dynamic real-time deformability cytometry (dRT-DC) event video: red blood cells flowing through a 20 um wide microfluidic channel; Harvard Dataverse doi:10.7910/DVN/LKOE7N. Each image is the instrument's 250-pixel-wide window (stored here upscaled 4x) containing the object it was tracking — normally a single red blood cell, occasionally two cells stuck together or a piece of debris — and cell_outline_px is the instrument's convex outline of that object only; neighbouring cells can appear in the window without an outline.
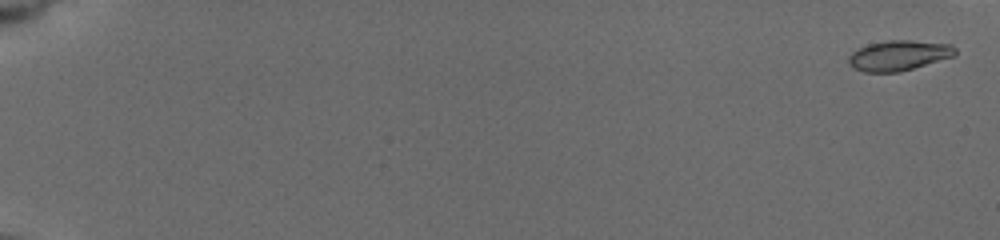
{"species": "common noctule bat (a hibernating species)", "species_latin": "Nyctalus noctula", "temperature_condition": "cold", "stored_images_in_passage": 33, "camera_frame_rate_fps": 3000, "um_per_image_px": 0.085, "animal": {"sex": "female", "body_mass_g": 19.5, "forearm_length_mm": 54.1}, "frame": {"image": 1, "passage_image": 2, "time_ms": 0.333, "image_size_px": [1000, 240], "cell_outline_px": [[956, 56], [900, 72], [864, 72], [852, 68], [848, 64], [848, 56], [852, 52], [868, 44], [888, 40], [912, 40], [952, 44], [956, 48]], "centroid_in_image_um": [76.41, 4.72], "position_along_channel_um": 8.6, "area_um2": 19.02}}